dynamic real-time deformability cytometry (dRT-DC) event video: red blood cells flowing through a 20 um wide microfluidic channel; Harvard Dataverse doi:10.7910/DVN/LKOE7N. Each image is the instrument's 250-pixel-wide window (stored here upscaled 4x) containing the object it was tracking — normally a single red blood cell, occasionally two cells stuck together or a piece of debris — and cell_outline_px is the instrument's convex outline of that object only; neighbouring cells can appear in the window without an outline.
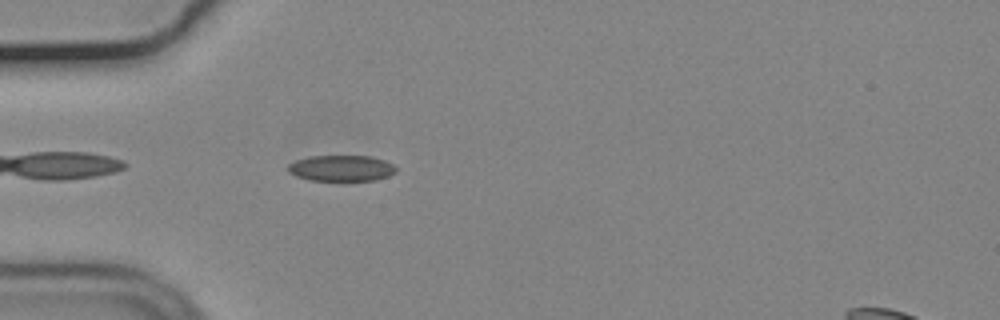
{"species": "common noctule bat (a hibernating species)", "species_latin": "Nyctalus noctula", "temperature_condition": "cold", "stored_images_in_passage": 37, "camera_frame_rate_fps": 3000, "um_per_image_px": 0.085, "animal": {"sex": "male", "body_mass_g": 19.2, "forearm_length_mm": 51.8}, "frame": {"image": 1, "passage_image": 3, "time_ms": 0.667, "image_size_px": [1000, 320], "cell_outline_px": [[396, 172], [388, 176], [376, 180], [312, 180], [296, 176], [288, 172], [288, 164], [296, 160], [308, 156], [368, 156], [384, 160], [392, 164], [396, 168]], "centroid_in_image_um": [29.0, 14.29], "position_along_channel_um": 56.0, "area_um2": 16.24}}
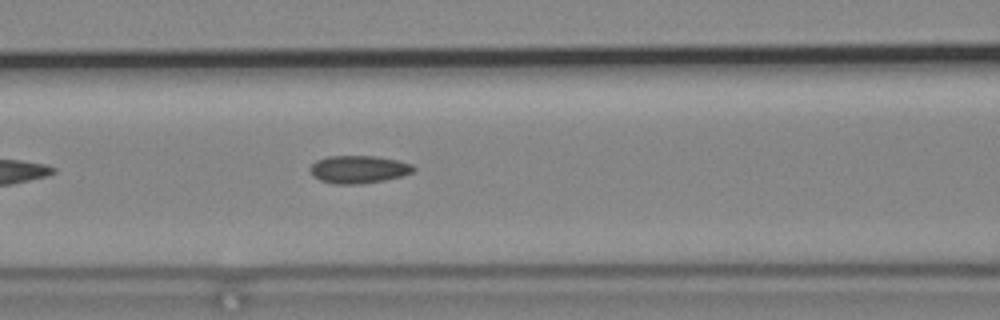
{"frame": {"image": 2, "passage_image": 10, "time_ms": 3.0, "image_size_px": [1000, 320], "cell_outline_px": [[416, 168], [412, 172], [404, 176], [384, 180], [360, 184], [336, 184], [320, 180], [312, 176], [308, 168], [316, 160], [328, 156], [376, 156], [396, 160], [412, 164]], "centroid_in_image_um": [30.46, 14.4], "position_along_channel_um": 136.1, "area_um2": 16.82}}
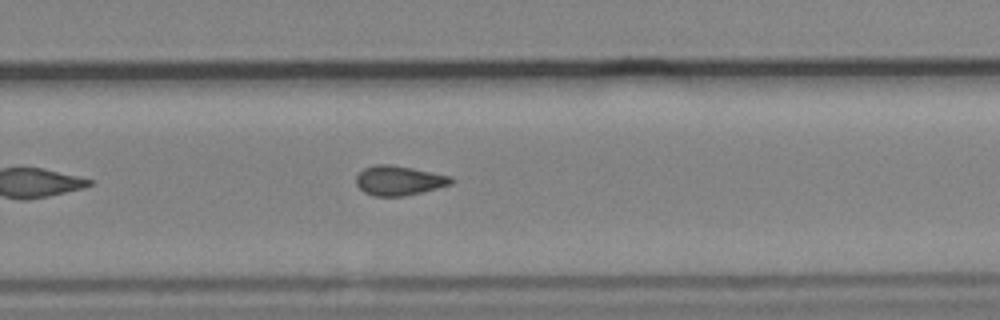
{"frame": {"image": 3, "passage_image": 23, "time_ms": 7.333, "image_size_px": [1000, 320], "cell_outline_px": [[456, 180], [452, 184], [404, 196], [376, 196], [364, 192], [356, 184], [356, 176], [364, 168], [376, 164], [392, 164], [452, 176]], "centroid_in_image_um": [33.92, 15.33], "position_along_channel_um": 295.9, "area_um2": 16.36}, "authors_computed_cell_mechanics": {"area_um2": 16.3574, "velocity_mm_per_s": 3.6973, "shape_relaxation_time_tau1_ms": null, "shape_relaxation_time_tau2_ms": 4.1741, "deformation_change_tau1": null, "deformation_change_tau2": 0.1193}}